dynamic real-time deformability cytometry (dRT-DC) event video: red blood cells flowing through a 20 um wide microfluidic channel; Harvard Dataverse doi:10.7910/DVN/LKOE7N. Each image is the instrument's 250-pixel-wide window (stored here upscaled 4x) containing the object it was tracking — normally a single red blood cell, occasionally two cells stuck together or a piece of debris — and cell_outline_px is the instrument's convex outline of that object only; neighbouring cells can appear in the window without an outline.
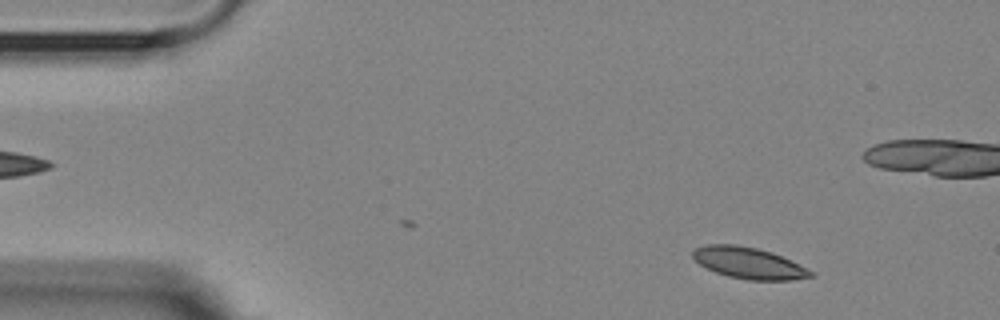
{"species": "Egyptian fruit bat (a non-hibernating species)", "species_latin": "Rousettus aegyptiacus", "temperature_condition": "room temperature", "stored_images_in_passage": 47, "camera_frame_rate_fps": 3000, "um_per_image_px": 0.085, "animal": {"sex": "female"}, "frame": {"image": 1, "passage_image": 4, "time_ms": 1.0, "image_size_px": [1000, 320], "cell_outline_px": [[812, 276], [792, 280], [748, 280], [728, 276], [716, 272], [700, 264], [692, 256], [692, 252], [696, 248], [704, 244], [736, 244], [756, 248], [772, 252], [812, 272]], "centroid_in_image_um": [63.57, 22.35], "position_along_channel_um": 21.4, "area_um2": 21.1}}
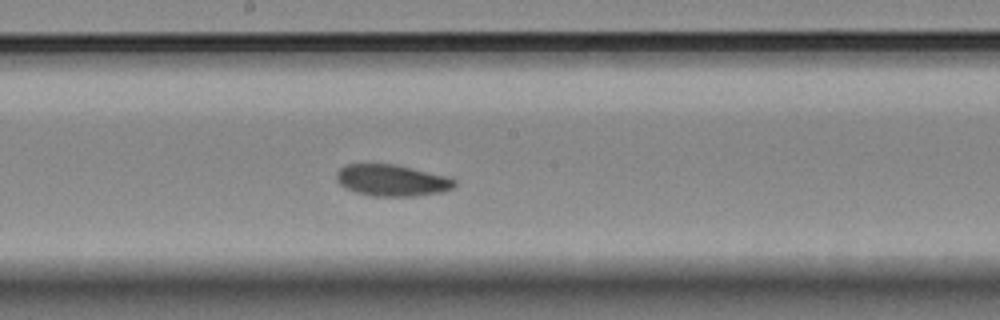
{"frame": {"image": 2, "passage_image": 27, "time_ms": 8.667, "image_size_px": [1000, 320], "cell_outline_px": [[456, 184], [452, 188], [440, 192], [416, 196], [372, 196], [356, 192], [344, 188], [336, 180], [336, 172], [340, 168], [348, 164], [396, 164], [444, 176], [456, 180]], "centroid_in_image_um": [33.26, 15.33], "position_along_channel_um": 214.9, "area_um2": 21.56}}
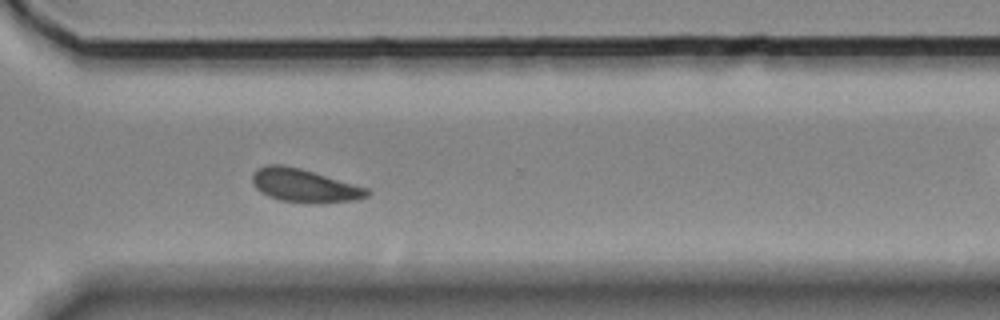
{"frame": {"image": 3, "passage_image": 38, "time_ms": 12.333, "image_size_px": [1000, 320], "cell_outline_px": [[372, 192], [368, 196], [352, 200], [280, 200], [268, 196], [260, 192], [256, 188], [252, 180], [252, 176], [256, 168], [268, 164], [284, 164], [300, 168], [368, 188]], "centroid_in_image_um": [25.8, 15.7], "position_along_channel_um": 344.8, "area_um2": 21.27}, "authors_computed_cell_mechanics": {"area_um2": 21.5594, "velocity_mm_per_s": 3.5442, "shape_relaxation_time_tau1_ms": 7.1873, "shape_relaxation_time_tau2_ms": null, "deformation_change_tau1": 0.1295, "deformation_change_tau2": null}}